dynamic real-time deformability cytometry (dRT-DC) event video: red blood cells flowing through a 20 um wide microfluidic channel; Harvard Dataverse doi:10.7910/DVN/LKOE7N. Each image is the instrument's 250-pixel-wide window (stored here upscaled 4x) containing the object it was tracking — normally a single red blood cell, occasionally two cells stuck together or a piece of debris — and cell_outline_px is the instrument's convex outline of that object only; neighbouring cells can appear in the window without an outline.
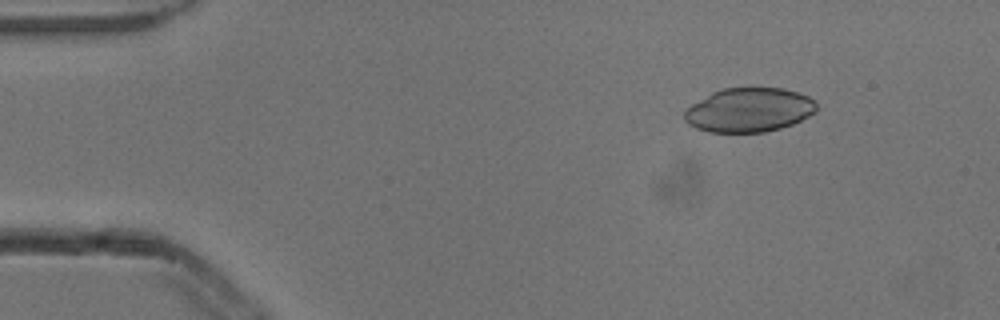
{"species": "common noctule bat (a hibernating species)", "species_latin": "Nyctalus noctula", "temperature_condition": "cold", "stored_images_in_passage": 4, "camera_frame_rate_fps": 3000, "um_per_image_px": 0.085, "animal": {"sex": "male", "body_mass_g": 13.3}, "frame": {"image": 1, "passage_image": 2, "time_ms": 0.333, "image_size_px": [1000, 320], "cell_outline_px": [[816, 112], [792, 124], [780, 128], [764, 132], [708, 132], [696, 128], [688, 124], [684, 120], [684, 112], [692, 104], [712, 92], [724, 88], [784, 88], [808, 96], [816, 100]], "centroid_in_image_um": [63.67, 9.35], "position_along_channel_um": 21.3, "area_um2": 33.93}}